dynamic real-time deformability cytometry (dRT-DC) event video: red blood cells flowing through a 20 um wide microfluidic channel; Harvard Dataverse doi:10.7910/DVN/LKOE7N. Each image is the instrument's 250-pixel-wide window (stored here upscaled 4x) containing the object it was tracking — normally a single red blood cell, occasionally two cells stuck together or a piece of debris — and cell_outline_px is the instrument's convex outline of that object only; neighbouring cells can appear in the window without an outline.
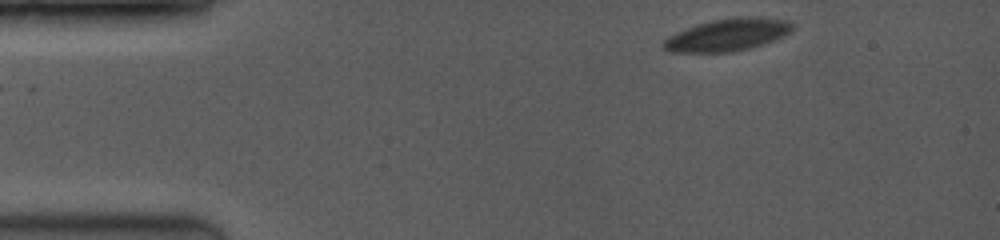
{"species": "common noctule bat (a hibernating species)", "species_latin": "Nyctalus noctula", "temperature_condition": "room temperature", "stored_images_in_passage": 15, "camera_frame_rate_fps": 3500, "um_per_image_px": 0.085, "animal": {"sex": "female", "body_mass_g": 19.0, "forearm_length_mm": 53.3}, "frame": {"image": 1, "passage_image": 2, "time_ms": 0.571, "image_size_px": [1000, 240], "cell_outline_px": [[792, 28], [784, 36], [776, 40], [752, 48], [732, 52], [668, 52], [660, 44], [668, 36], [676, 32], [712, 20], [740, 16], [756, 16], [788, 20], [792, 24]], "centroid_in_image_um": [61.85, 2.96], "position_along_channel_um": 23.2, "area_um2": 24.39}}
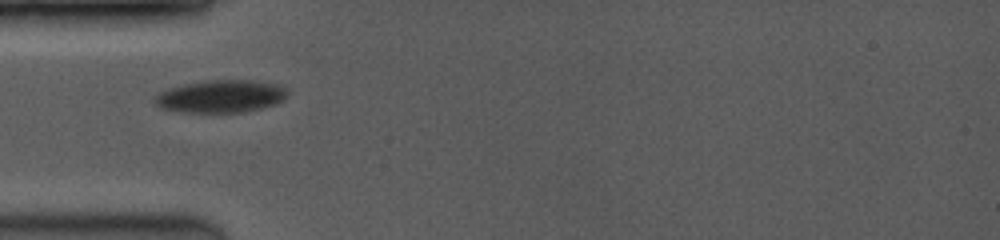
{"frame": {"image": 2, "passage_image": 13, "time_ms": 3.714, "image_size_px": [1000, 240], "cell_outline_px": [[288, 96], [284, 100], [276, 104], [244, 112], [184, 112], [160, 108], [152, 100], [160, 92], [184, 84], [208, 80], [252, 80], [276, 84], [284, 88], [288, 92]], "centroid_in_image_um": [18.79, 8.19], "position_along_channel_um": 66.2, "area_um2": 25.09}}
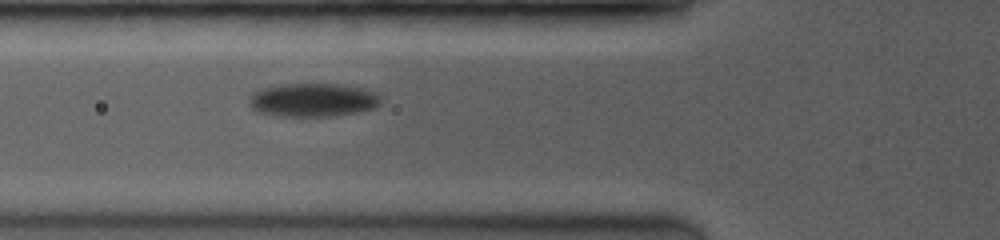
{"frame": {"image": 3, "passage_image": 15, "time_ms": 4.571, "image_size_px": [1000, 240], "cell_outline_px": [[380, 104], [372, 108], [356, 112], [332, 116], [276, 116], [260, 112], [252, 108], [248, 100], [252, 92], [264, 88], [280, 84], [340, 84], [360, 88], [372, 92], [380, 96]], "centroid_in_image_um": [26.55, 8.5], "position_along_channel_um": 99.2, "area_um2": 25.49}}